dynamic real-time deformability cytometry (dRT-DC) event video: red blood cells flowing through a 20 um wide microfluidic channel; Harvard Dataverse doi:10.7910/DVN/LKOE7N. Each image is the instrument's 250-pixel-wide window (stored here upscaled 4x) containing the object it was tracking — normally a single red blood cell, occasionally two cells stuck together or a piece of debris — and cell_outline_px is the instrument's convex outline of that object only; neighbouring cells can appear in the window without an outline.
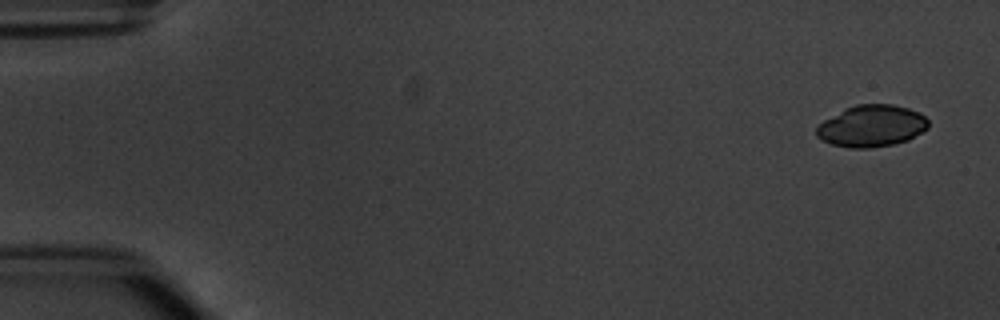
{"species": "common noctule bat (a hibernating species)", "species_latin": "Nyctalus noctula", "temperature_condition": "warm", "stored_images_in_passage": 5, "camera_frame_rate_fps": 3000, "um_per_image_px": 0.085, "animal": {"sex": "male", "body_mass_g": 20.1, "forearm_length_mm": 53.5}, "frame": {"image": 1, "passage_image": 1, "time_ms": 0.0, "image_size_px": [1000, 320], "cell_outline_px": [[928, 128], [908, 140], [892, 144], [868, 148], [848, 148], [832, 144], [816, 136], [816, 128], [824, 120], [844, 108], [856, 104], [892, 104], [908, 108], [920, 112], [928, 120]], "centroid_in_image_um": [74.09, 10.7], "position_along_channel_um": 10.9, "area_um2": 27.17}}